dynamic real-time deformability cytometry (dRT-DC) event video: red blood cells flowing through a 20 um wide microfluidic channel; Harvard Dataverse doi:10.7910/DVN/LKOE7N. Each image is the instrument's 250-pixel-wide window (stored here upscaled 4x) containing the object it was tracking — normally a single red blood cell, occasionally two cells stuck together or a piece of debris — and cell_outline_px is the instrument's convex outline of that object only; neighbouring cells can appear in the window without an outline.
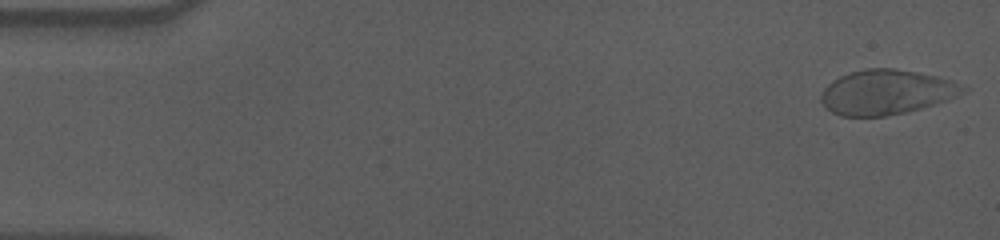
{"species": "human", "species_latin": "Homo sapiens", "temperature_condition": "cold", "stored_images_in_passage": 56, "camera_frame_rate_fps": 3000, "um_per_image_px": 0.085, "donor": {"sex": "male"}, "frame": {"image": 1, "passage_image": 1, "time_ms": 0.0, "image_size_px": [1000, 240], "cell_outline_px": [[968, 88], [964, 92], [948, 100], [920, 108], [904, 112], [884, 116], [840, 116], [832, 112], [820, 100], [820, 96], [824, 88], [832, 80], [848, 72], [864, 68], [892, 68], [916, 72], [936, 76], [952, 80]], "centroid_in_image_um": [75.32, 7.82], "position_along_channel_um": 9.7, "area_um2": 36.88}}
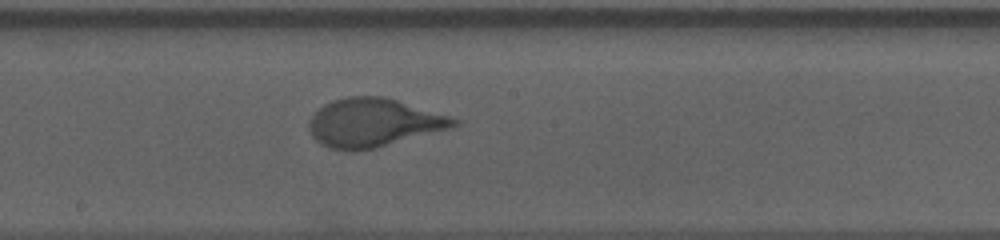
{"frame": {"image": 2, "passage_image": 30, "time_ms": 9.667, "image_size_px": [1000, 240], "cell_outline_px": [[464, 120], [456, 128], [376, 148], [356, 152], [352, 152], [328, 148], [320, 144], [312, 136], [308, 128], [308, 124], [312, 116], [324, 104], [332, 100], [348, 96], [384, 96]], "centroid_in_image_um": [31.81, 10.45], "position_along_channel_um": 216.4, "area_um2": 41.73}}
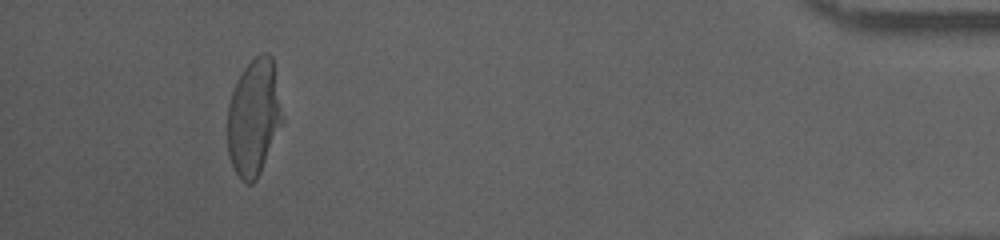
{"frame": {"image": 3, "passage_image": 52, "time_ms": 17.0, "image_size_px": [1000, 240], "cell_outline_px": [[284, 120], [260, 172], [256, 180], [252, 184], [248, 184], [236, 172], [232, 164], [228, 152], [228, 104], [236, 80], [244, 68], [260, 52], [268, 52], [272, 56]], "centroid_in_image_um": [21.58, 9.94], "position_along_channel_um": 413.6, "area_um2": 37.11}, "authors_computed_cell_mechanics": {"area_um2": 38.7838, "velocity_mm_per_s": 3.5612, "shape_relaxation_time_tau1_ms": 4.9633, "shape_relaxation_time_tau2_ms": null, "deformation_change_tau1": 0.198, "deformation_change_tau2": null}}